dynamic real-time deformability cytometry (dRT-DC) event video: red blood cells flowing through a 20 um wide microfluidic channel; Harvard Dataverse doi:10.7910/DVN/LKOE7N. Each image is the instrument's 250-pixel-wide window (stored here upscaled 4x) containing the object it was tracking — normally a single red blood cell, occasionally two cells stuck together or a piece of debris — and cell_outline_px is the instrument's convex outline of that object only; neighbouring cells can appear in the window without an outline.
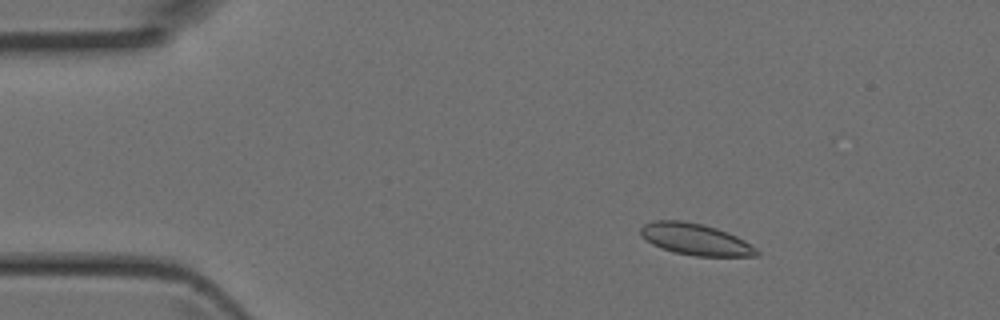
{"species": "Egyptian fruit bat (a non-hibernating species)", "species_latin": "Rousettus aegyptiacus", "temperature_condition": "room temperature", "stored_images_in_passage": 7, "camera_frame_rate_fps": 3000, "um_per_image_px": 0.085, "animal": {"sex": "female"}, "frame": {"image": 1, "passage_image": 3, "time_ms": 0.667, "image_size_px": [1000, 320], "cell_outline_px": [[760, 256], [696, 256], [676, 252], [660, 248], [652, 244], [640, 236], [640, 228], [644, 224], [652, 220], [680, 220], [704, 224], [716, 228], [736, 236], [744, 240], [756, 248], [760, 252]], "centroid_in_image_um": [59.09, 20.33], "position_along_channel_um": 25.9, "area_um2": 21.39}}
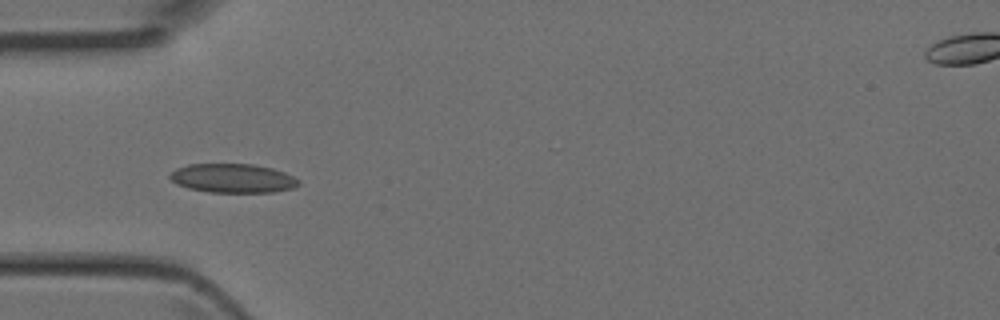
{"frame": {"image": 2, "passage_image": 5, "time_ms": 1.333, "image_size_px": [1000, 320], "cell_outline_px": [[300, 184], [292, 188], [272, 192], [208, 192], [188, 188], [176, 184], [168, 176], [176, 168], [188, 164], [252, 164], [272, 168], [284, 172], [300, 180]], "centroid_in_image_um": [19.77, 15.15], "position_along_channel_um": 65.2, "area_um2": 21.73}}
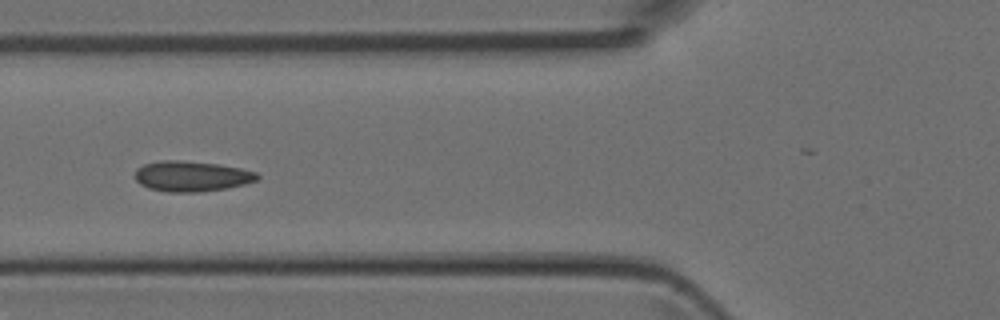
{"frame": {"image": 3, "passage_image": 6, "time_ms": 1.667, "image_size_px": [1000, 320], "cell_outline_px": [[260, 176], [256, 180], [244, 184], [228, 188], [200, 192], [168, 192], [148, 188], [140, 184], [136, 180], [136, 168], [144, 164], [160, 160], [180, 160], [220, 164], [240, 168], [256, 172]], "centroid_in_image_um": [16.28, 14.98], "position_along_channel_um": 109.5, "area_um2": 21.79}}